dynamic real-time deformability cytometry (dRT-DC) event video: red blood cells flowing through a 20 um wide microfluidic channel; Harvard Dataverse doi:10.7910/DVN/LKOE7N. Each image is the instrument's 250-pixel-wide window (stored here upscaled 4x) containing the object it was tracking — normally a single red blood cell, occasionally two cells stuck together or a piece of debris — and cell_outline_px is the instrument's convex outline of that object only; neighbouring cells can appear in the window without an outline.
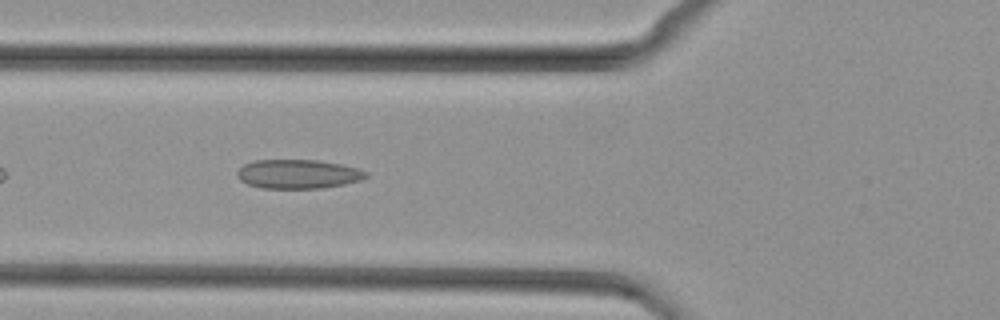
{"species": "common noctule bat (a hibernating species)", "species_latin": "Nyctalus noctula", "temperature_condition": "cold", "stored_images_in_passage": 28, "camera_frame_rate_fps": 3000, "um_per_image_px": 0.085, "animal": {"sex": "female", "body_mass_g": 29.2, "forearm_length_mm": 56.3}, "frame": {"image": 1, "passage_image": 3, "time_ms": 0.667, "image_size_px": [1000, 320], "cell_outline_px": [[368, 176], [360, 180], [344, 184], [320, 188], [260, 188], [248, 184], [240, 180], [236, 176], [236, 172], [244, 164], [256, 160], [316, 160], [340, 164], [356, 168], [368, 172]], "centroid_in_image_um": [25.31, 14.79], "position_along_channel_um": 100.5, "area_um2": 21.73}}
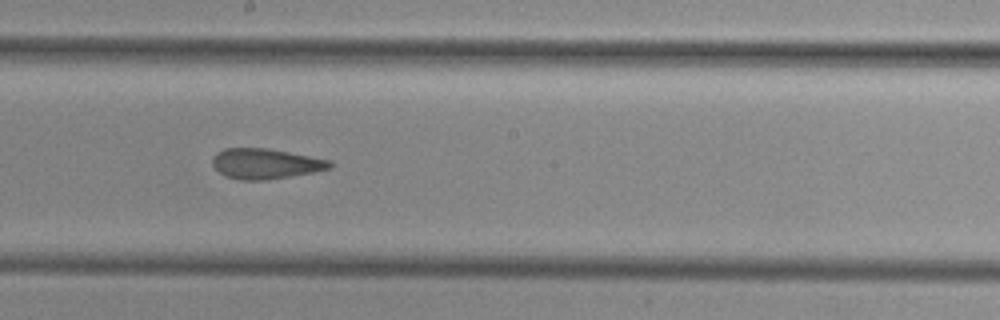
{"frame": {"image": 2, "passage_image": 12, "time_ms": 3.667, "image_size_px": [1000, 320], "cell_outline_px": [[332, 168], [312, 172], [264, 180], [240, 180], [224, 176], [212, 164], [212, 156], [216, 152], [224, 148], [268, 148], [332, 160]], "centroid_in_image_um": [22.55, 13.9], "position_along_channel_um": 225.7, "area_um2": 20.75}}
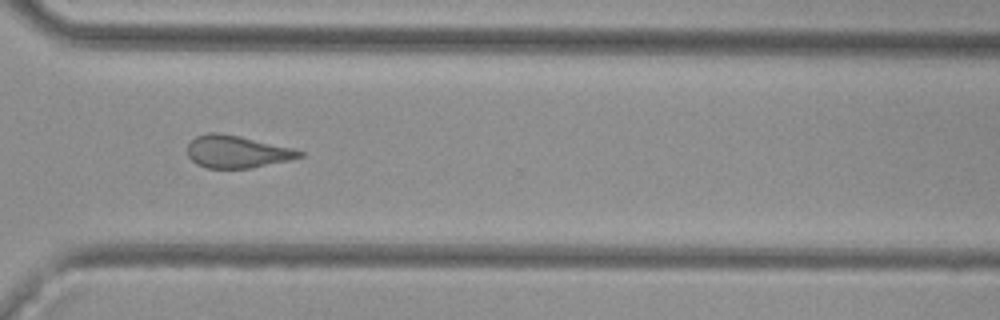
{"frame": {"image": 3, "passage_image": 21, "time_ms": 6.667, "image_size_px": [1000, 320], "cell_outline_px": [[304, 156], [288, 160], [252, 168], [208, 168], [196, 164], [188, 156], [188, 144], [196, 136], [208, 132], [220, 132], [240, 136], [292, 148], [304, 152]], "centroid_in_image_um": [20.12, 12.89], "position_along_channel_um": 350.5, "area_um2": 21.1}}